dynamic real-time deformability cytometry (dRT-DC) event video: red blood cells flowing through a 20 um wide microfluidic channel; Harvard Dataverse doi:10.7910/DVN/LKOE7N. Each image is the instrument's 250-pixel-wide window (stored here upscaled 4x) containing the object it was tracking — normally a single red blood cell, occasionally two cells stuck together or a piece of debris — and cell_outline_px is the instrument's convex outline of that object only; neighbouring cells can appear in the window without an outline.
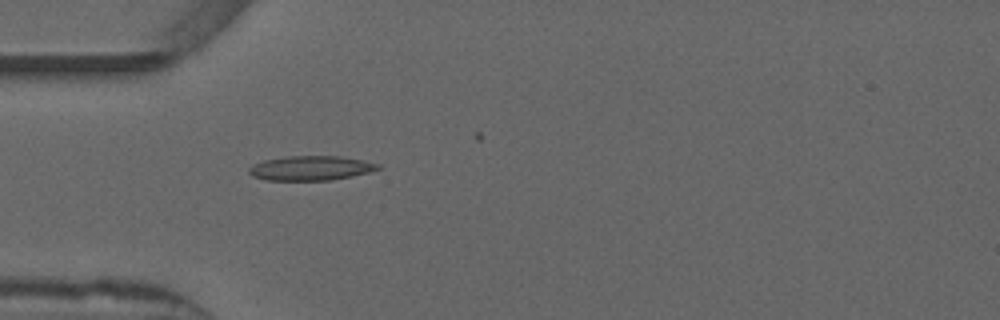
{"species": "common noctule bat (a hibernating species)", "species_latin": "Nyctalus noctula", "temperature_condition": "warm", "stored_images_in_passage": 20, "camera_frame_rate_fps": 3000, "um_per_image_px": 0.085, "animal": {"sex": "male", "forearm_length_mm": 52.5}, "frame": {"image": 1, "passage_image": 16, "time_ms": 5.0, "image_size_px": [1000, 320], "cell_outline_px": [[380, 168], [368, 172], [352, 176], [332, 180], [268, 180], [252, 176], [248, 172], [248, 168], [252, 164], [264, 160], [284, 156], [340, 156], [364, 160], [380, 164]], "centroid_in_image_um": [26.39, 14.28], "position_along_channel_um": 58.6, "area_um2": 18.5}}
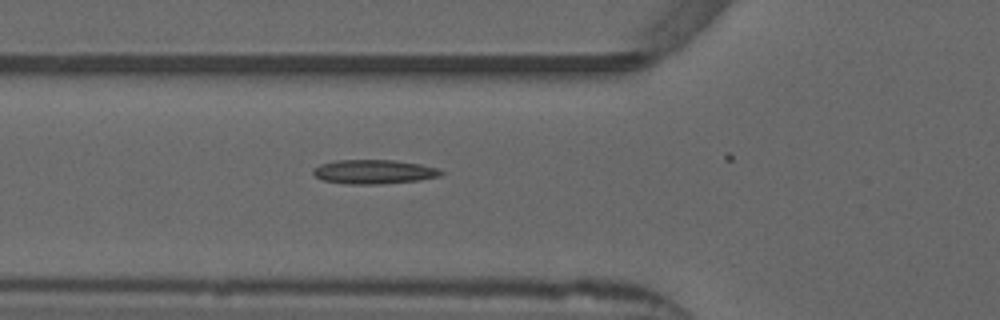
{"frame": {"image": 2, "passage_image": 19, "time_ms": 6.0, "image_size_px": [1000, 320], "cell_outline_px": [[444, 172], [440, 176], [420, 180], [380, 184], [348, 184], [324, 180], [316, 176], [312, 172], [312, 168], [320, 164], [336, 160], [396, 160], [420, 164], [440, 168]], "centroid_in_image_um": [31.81, 14.59], "position_along_channel_um": 94.0, "area_um2": 18.09}}